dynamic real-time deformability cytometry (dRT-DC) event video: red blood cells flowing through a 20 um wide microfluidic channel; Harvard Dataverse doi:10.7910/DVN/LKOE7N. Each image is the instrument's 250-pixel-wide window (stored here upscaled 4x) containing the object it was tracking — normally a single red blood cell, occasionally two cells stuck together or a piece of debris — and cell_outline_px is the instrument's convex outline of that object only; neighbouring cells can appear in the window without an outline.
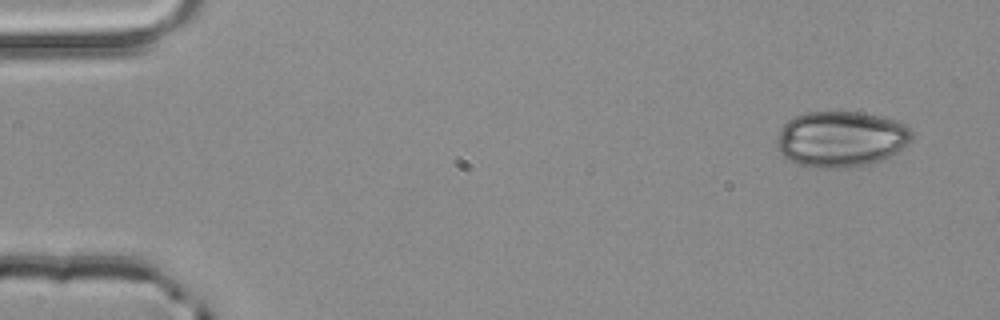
{"species": "common noctule bat (a hibernating species)", "species_latin": "Nyctalus noctula", "temperature_condition": "room temperature", "stored_images_in_passage": 4, "camera_frame_rate_fps": 3000, "um_per_image_px": 0.085, "animal": {"sex": "male", "body_mass_g": 20.4}, "frame": {"image": 1, "passage_image": 1, "time_ms": 0.0, "image_size_px": [1000, 320], "cell_outline_px": [[912, 140], [908, 144], [896, 152], [880, 160], [868, 164], [844, 168], [812, 168], [800, 164], [784, 156], [780, 152], [776, 144], [776, 140], [780, 128], [792, 116], [804, 112], [860, 112], [880, 116], [896, 120], [904, 124], [912, 132]], "centroid_in_image_um": [71.46, 11.81], "position_along_channel_um": 13.5, "area_um2": 44.04}}